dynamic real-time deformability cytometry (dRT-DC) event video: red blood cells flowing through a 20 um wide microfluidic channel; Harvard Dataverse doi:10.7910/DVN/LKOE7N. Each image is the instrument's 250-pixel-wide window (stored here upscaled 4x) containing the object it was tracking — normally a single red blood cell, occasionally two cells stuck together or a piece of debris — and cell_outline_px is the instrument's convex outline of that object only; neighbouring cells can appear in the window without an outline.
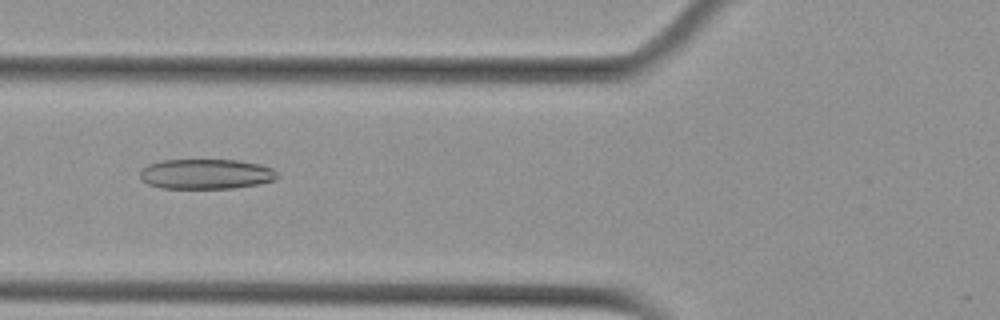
{"species": "Egyptian fruit bat (a non-hibernating species)", "species_latin": "Rousettus aegyptiacus", "temperature_condition": "cold", "stored_images_in_passage": 36, "camera_frame_rate_fps": 3000, "um_per_image_px": 0.085, "animal": {"sex": "female"}, "frame": {"image": 1, "passage_image": 4, "time_ms": 1.0, "image_size_px": [1000, 320], "cell_outline_px": [[280, 176], [276, 180], [260, 184], [232, 188], [160, 188], [148, 184], [140, 180], [140, 168], [148, 164], [160, 160], [236, 160], [260, 164], [272, 168]], "centroid_in_image_um": [17.5, 14.79], "position_along_channel_um": 108.3, "area_um2": 24.33}}
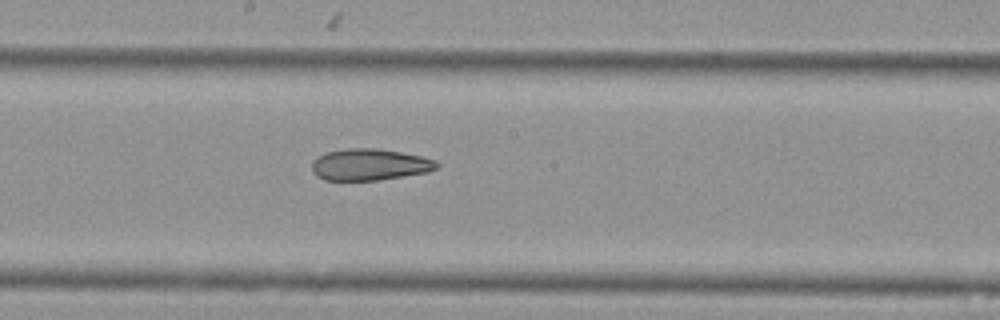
{"frame": {"image": 2, "passage_image": 13, "time_ms": 4.0, "image_size_px": [1000, 320], "cell_outline_px": [[440, 164], [436, 168], [428, 172], [380, 180], [324, 180], [316, 176], [312, 172], [312, 160], [316, 156], [324, 152], [344, 148], [376, 148], [400, 152], [420, 156], [436, 160]], "centroid_in_image_um": [31.37, 13.98], "position_along_channel_um": 216.8, "area_um2": 23.24}}
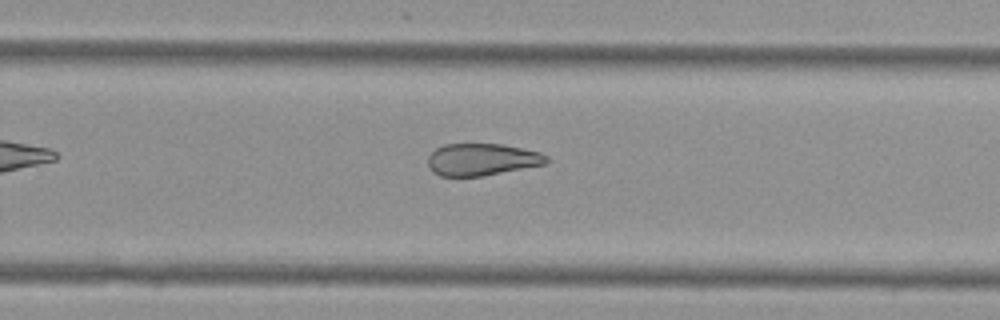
{"frame": {"image": 3, "passage_image": 19, "time_ms": 6.0, "image_size_px": [1000, 320], "cell_outline_px": [[552, 160], [544, 164], [480, 176], [440, 176], [432, 172], [428, 164], [428, 156], [436, 148], [444, 144], [504, 144], [540, 152], [548, 156]], "centroid_in_image_um": [40.96, 13.55], "position_along_channel_um": 288.8, "area_um2": 22.14}, "authors_computed_cell_mechanics": {"area_um2": 24.1893, "velocity_mm_per_s": 3.6193, "shape_relaxation_time_tau1_ms": null, "shape_relaxation_time_tau2_ms": 4.3331, "deformation_change_tau1": null, "deformation_change_tau2": 0.122}}